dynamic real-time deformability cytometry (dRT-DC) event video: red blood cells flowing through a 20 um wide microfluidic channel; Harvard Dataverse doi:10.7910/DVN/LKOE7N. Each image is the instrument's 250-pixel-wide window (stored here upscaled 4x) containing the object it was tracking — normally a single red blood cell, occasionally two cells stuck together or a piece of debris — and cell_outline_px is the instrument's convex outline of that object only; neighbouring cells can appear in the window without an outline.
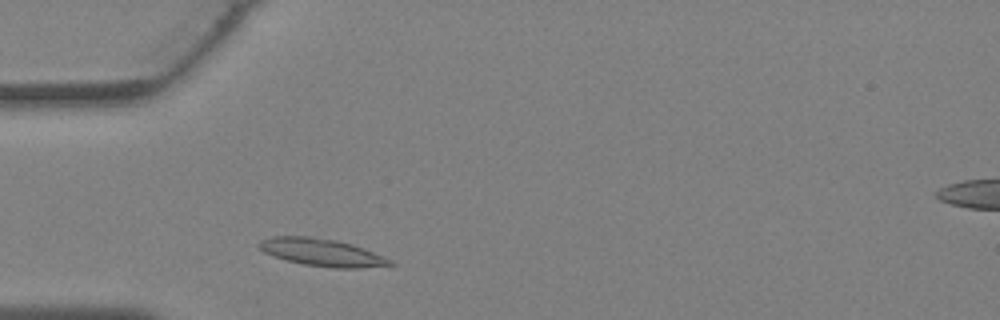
{"species": "Egyptian fruit bat (a non-hibernating species)", "species_latin": "Rousettus aegyptiacus", "temperature_condition": "warm", "stored_images_in_passage": 22, "camera_frame_rate_fps": 3000, "um_per_image_px": 0.085, "animal": {"sex": "female"}, "frame": {"image": 1, "passage_image": 3, "time_ms": 0.667, "image_size_px": [1000, 320], "cell_outline_px": [[396, 264], [392, 268], [336, 268], [304, 264], [272, 256], [264, 252], [256, 244], [260, 240], [272, 236], [308, 236], [336, 240], [352, 244], [364, 248], [384, 256], [392, 260]], "centroid_in_image_um": [27.46, 21.47], "position_along_channel_um": 57.5, "area_um2": 21.39}}
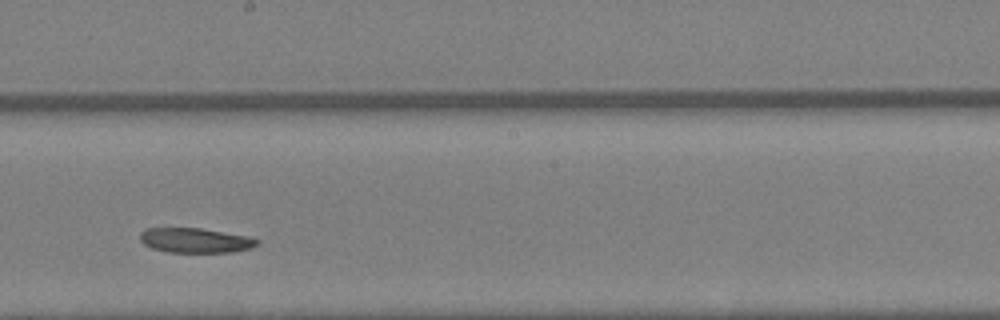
{"frame": {"image": 2, "passage_image": 13, "time_ms": 4.0, "image_size_px": [1000, 320], "cell_outline_px": [[260, 240], [256, 244], [248, 248], [232, 252], [168, 252], [152, 248], [144, 244], [140, 240], [140, 232], [144, 228], [200, 228], [248, 236]], "centroid_in_image_um": [16.55, 20.42], "position_along_channel_um": 231.6, "area_um2": 16.76}}
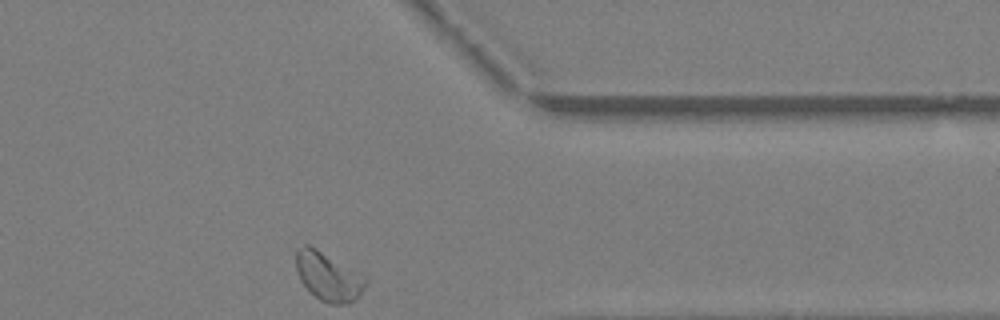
{"frame": {"image": 3, "passage_image": 22, "time_ms": 7.0, "image_size_px": [1000, 320], "cell_outline_px": [[368, 280], [360, 292], [352, 300], [340, 304], [332, 304], [320, 300], [300, 280], [296, 272], [296, 252], [304, 244], [308, 244], [316, 248], [364, 276]], "centroid_in_image_um": [27.85, 23.48], "position_along_channel_um": 383.5, "area_um2": 18.96}}